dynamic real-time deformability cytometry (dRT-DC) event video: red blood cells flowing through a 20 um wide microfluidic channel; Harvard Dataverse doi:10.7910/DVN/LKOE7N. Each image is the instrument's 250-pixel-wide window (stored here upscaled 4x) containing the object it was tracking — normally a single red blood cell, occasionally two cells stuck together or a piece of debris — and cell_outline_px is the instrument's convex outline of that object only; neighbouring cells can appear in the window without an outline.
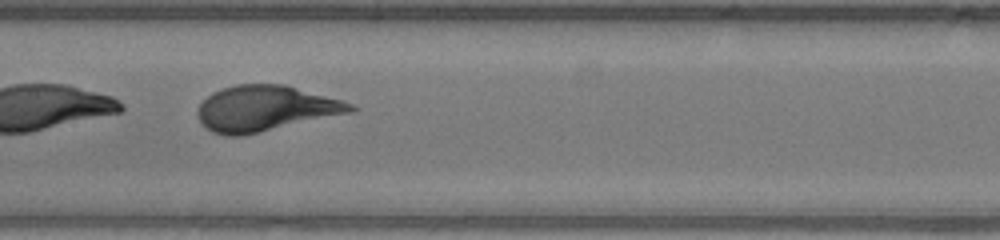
{"species": "human", "species_latin": "Homo sapiens", "temperature_condition": "warm", "stored_images_in_passage": 33, "camera_frame_rate_fps": 3000, "um_per_image_px": 0.085, "donor": {"sex": "male"}, "frame": {"image": 1, "passage_image": 22, "time_ms": 7.0, "image_size_px": [1000, 240], "cell_outline_px": [[360, 108], [352, 112], [240, 136], [224, 136], [212, 132], [200, 124], [196, 116], [196, 112], [200, 104], [212, 92], [236, 84], [284, 84], [340, 100], [352, 104]], "centroid_in_image_um": [22.5, 9.22], "position_along_channel_um": 184.9, "area_um2": 40.4}}
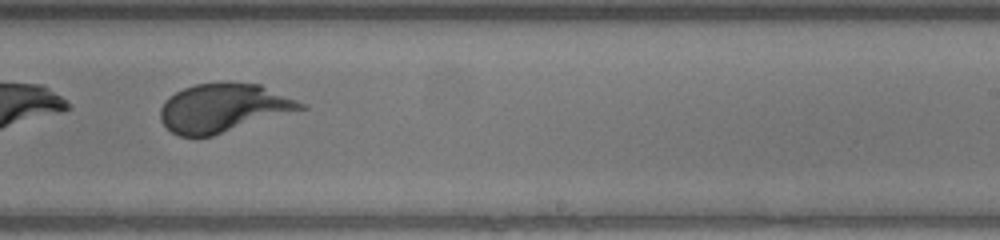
{"frame": {"image": 2, "passage_image": 28, "time_ms": 9.0, "image_size_px": [1000, 240], "cell_outline_px": [[308, 108], [212, 136], [180, 136], [172, 132], [160, 120], [160, 108], [164, 100], [168, 96], [184, 88], [196, 84], [260, 84], [308, 104]], "centroid_in_image_um": [19.0, 9.19], "position_along_channel_um": 270.0, "area_um2": 39.36}}